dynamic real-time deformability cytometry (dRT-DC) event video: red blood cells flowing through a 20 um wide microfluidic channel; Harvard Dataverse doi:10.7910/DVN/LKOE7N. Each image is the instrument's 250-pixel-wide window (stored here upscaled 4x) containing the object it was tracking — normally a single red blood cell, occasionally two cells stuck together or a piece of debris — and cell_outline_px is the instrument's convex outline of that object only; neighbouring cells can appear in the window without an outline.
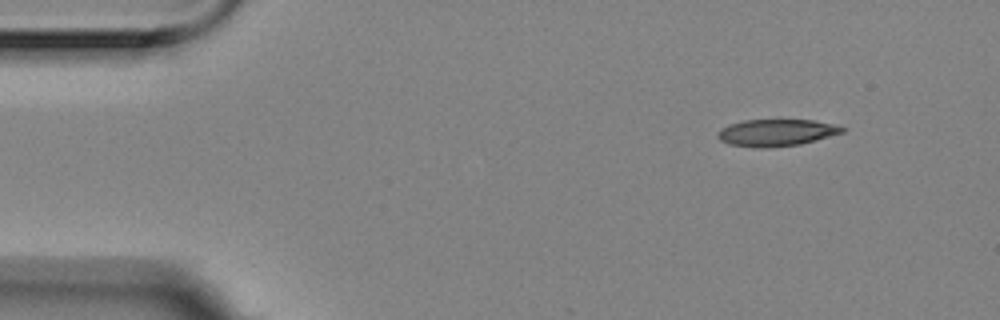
{"species": "Egyptian fruit bat (a non-hibernating species)", "species_latin": "Rousettus aegyptiacus", "temperature_condition": "room temperature", "stored_images_in_passage": 4, "camera_frame_rate_fps": 3000, "um_per_image_px": 0.085, "animal": {"sex": "female"}, "frame": {"image": 1, "passage_image": 1, "time_ms": 0.0, "image_size_px": [1000, 320], "cell_outline_px": [[848, 128], [844, 132], [816, 140], [800, 144], [768, 148], [760, 148], [728, 144], [720, 140], [716, 136], [716, 132], [720, 128], [728, 124], [744, 120], [812, 120], [836, 124]], "centroid_in_image_um": [65.98, 11.27], "position_along_channel_um": 19.0, "area_um2": 19.77}}